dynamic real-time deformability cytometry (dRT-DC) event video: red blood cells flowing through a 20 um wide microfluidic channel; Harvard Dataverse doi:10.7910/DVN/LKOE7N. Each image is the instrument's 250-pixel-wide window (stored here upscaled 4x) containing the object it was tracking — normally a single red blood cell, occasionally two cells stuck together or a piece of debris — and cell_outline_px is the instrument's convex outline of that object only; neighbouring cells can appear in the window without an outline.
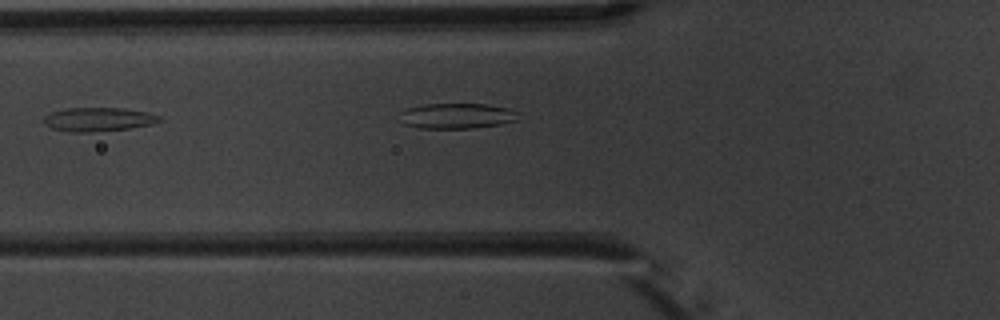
{"species": "common noctule bat (a hibernating species)", "species_latin": "Nyctalus noctula", "temperature_condition": "warm", "stored_images_in_passage": 8, "camera_frame_rate_fps": 3000, "um_per_image_px": 0.085, "animal": {"sex": "male", "body_mass_g": 20.1, "forearm_length_mm": 53.5}, "frame": {"image": 1, "passage_image": 6, "time_ms": 6.0, "image_size_px": [1000, 320], "cell_outline_px": [[164, 120], [152, 124], [128, 128], [92, 132], [68, 132], [52, 128], [44, 120], [44, 116], [52, 112], [64, 108], [124, 108], [148, 112], [160, 116]], "centroid_in_image_um": [8.4, 10.14], "position_along_channel_um": 117.4, "area_um2": 16.01}}
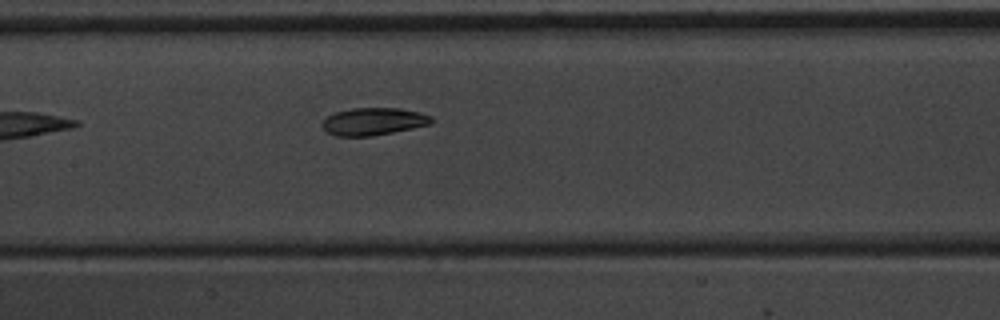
{"frame": {"image": 2, "passage_image": 8, "time_ms": 8.333, "image_size_px": [1000, 320], "cell_outline_px": [[436, 120], [432, 124], [372, 136], [336, 136], [328, 132], [320, 124], [324, 116], [336, 112], [352, 108], [400, 108], [420, 112], [432, 116]], "centroid_in_image_um": [31.75, 10.31], "position_along_channel_um": 175.6, "area_um2": 17.69}}